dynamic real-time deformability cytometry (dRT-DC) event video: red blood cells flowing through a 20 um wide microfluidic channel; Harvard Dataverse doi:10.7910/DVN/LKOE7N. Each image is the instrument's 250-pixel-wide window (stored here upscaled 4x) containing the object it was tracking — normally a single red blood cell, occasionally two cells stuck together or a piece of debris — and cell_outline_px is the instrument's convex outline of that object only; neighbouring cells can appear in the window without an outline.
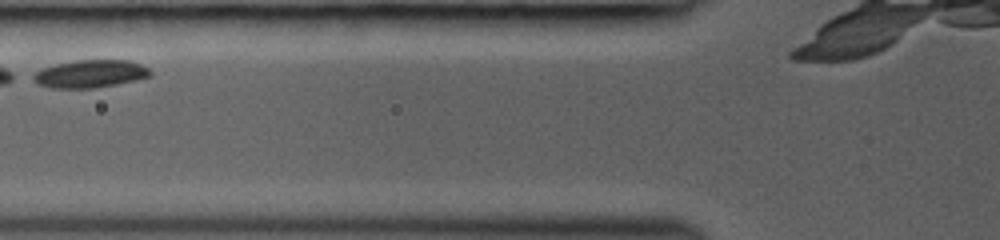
{"species": "common noctule bat (a hibernating species)", "species_latin": "Nyctalus noctula", "temperature_condition": "room temperature", "stored_images_in_passage": 13, "camera_frame_rate_fps": 3000, "um_per_image_px": 0.085, "animal": {"sex": "female", "body_mass_g": 19.0, "forearm_length_mm": 53.3}, "frame": {"image": 1, "passage_image": 3, "time_ms": 1.333, "image_size_px": [1000, 240], "cell_outline_px": [[152, 76], [136, 80], [96, 88], [52, 88], [36, 84], [28, 80], [28, 76], [44, 68], [56, 64], [76, 60], [128, 60], [140, 64], [148, 68], [152, 72]], "centroid_in_image_um": [7.61, 6.28], "position_along_channel_um": 118.2, "area_um2": 19.19}}
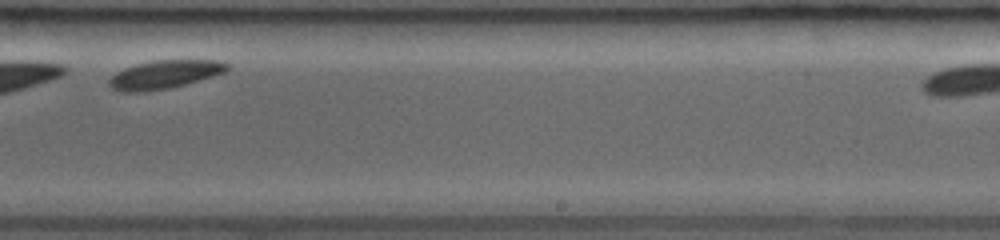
{"frame": {"image": 2, "passage_image": 10, "time_ms": 5.333, "image_size_px": [1000, 240], "cell_outline_px": [[228, 68], [224, 72], [212, 76], [184, 84], [168, 88], [140, 92], [124, 92], [112, 88], [108, 84], [108, 80], [116, 72], [124, 68], [136, 64], [156, 60], [220, 60], [228, 64]], "centroid_in_image_um": [13.95, 6.32], "position_along_channel_um": 275.0, "area_um2": 19.25}}